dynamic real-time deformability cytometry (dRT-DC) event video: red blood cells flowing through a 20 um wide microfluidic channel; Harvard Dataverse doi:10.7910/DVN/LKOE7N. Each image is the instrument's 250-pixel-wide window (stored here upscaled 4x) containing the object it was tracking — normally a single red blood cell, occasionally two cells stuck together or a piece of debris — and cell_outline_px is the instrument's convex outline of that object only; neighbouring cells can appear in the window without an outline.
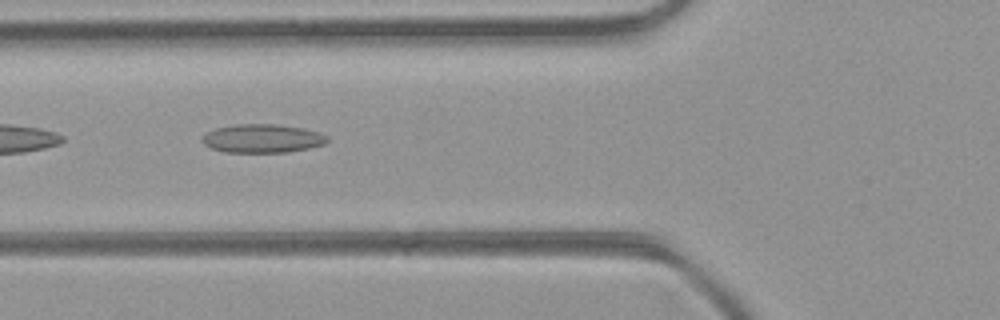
{"species": "common noctule bat (a hibernating species)", "species_latin": "Nyctalus noctula", "temperature_condition": "room temperature", "stored_images_in_passage": 5, "camera_frame_rate_fps": 3000, "um_per_image_px": 0.085, "animal": {"sex": "female", "body_mass_g": 21.9}, "frame": {"image": 1, "passage_image": 3, "time_ms": 0.667, "image_size_px": [1000, 320], "cell_outline_px": [[328, 140], [324, 144], [308, 148], [288, 152], [224, 152], [212, 148], [204, 144], [200, 140], [208, 132], [216, 128], [240, 124], [272, 124], [300, 128], [316, 132], [328, 136]], "centroid_in_image_um": [22.28, 11.78], "position_along_channel_um": 103.5, "area_um2": 20.46}}